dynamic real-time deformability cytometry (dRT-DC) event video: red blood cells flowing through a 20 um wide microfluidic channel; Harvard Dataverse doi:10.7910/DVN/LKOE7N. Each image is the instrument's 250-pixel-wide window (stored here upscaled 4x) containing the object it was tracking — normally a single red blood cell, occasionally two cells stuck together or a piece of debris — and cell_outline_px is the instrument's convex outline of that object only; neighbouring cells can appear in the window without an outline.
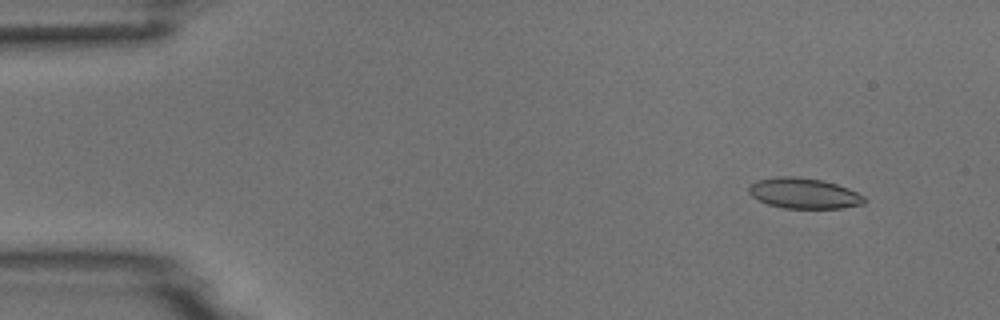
{"species": "common noctule bat (a hibernating species)", "species_latin": "Nyctalus noctula", "temperature_condition": "room temperature", "stored_images_in_passage": 5, "camera_frame_rate_fps": 3000, "um_per_image_px": 0.085, "animal": {"sex": "male", "body_mass_g": 18.8}, "frame": {"image": 1, "passage_image": 2, "time_ms": 1.333, "image_size_px": [1000, 320], "cell_outline_px": [[868, 200], [864, 204], [844, 208], [784, 208], [768, 204], [752, 196], [748, 192], [748, 188], [756, 180], [776, 176], [796, 176], [820, 180], [836, 184], [848, 188], [864, 196]], "centroid_in_image_um": [68.35, 16.43], "position_along_channel_um": 16.7, "area_um2": 20.58}}
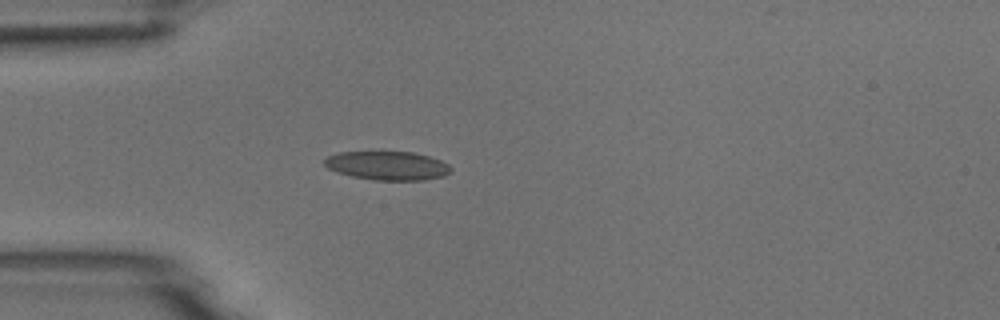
{"frame": {"image": 2, "passage_image": 5, "time_ms": 4.667, "image_size_px": [1000, 320], "cell_outline_px": [[452, 172], [444, 176], [424, 180], [372, 180], [352, 176], [336, 172], [328, 168], [324, 164], [324, 160], [328, 156], [340, 152], [412, 152], [428, 156], [440, 160], [448, 164], [452, 168]], "centroid_in_image_um": [32.95, 14.09], "position_along_channel_um": 52.0, "area_um2": 21.21}}